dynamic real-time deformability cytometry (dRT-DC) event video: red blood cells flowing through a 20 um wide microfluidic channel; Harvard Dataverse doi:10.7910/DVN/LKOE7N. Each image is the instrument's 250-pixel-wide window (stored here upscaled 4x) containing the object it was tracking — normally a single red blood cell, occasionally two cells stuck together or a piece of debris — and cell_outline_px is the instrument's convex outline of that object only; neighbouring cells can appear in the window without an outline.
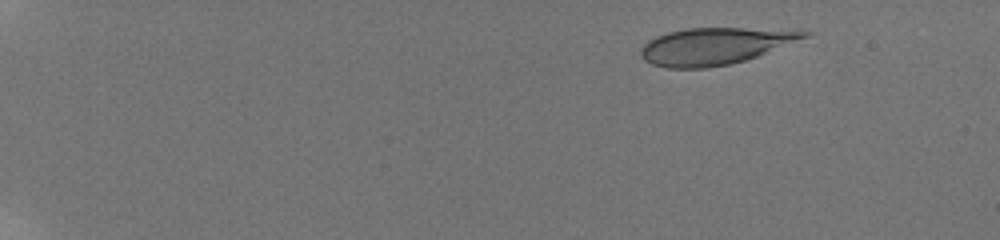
{"species": "human", "species_latin": "Homo sapiens", "temperature_condition": "room temperature", "stored_images_in_passage": 23, "camera_frame_rate_fps": 3000, "um_per_image_px": 0.085, "donor": {"sex": "male"}, "frame": {"image": 1, "passage_image": 1, "time_ms": 0.0, "image_size_px": [1000, 240], "cell_outline_px": [[812, 32], [808, 36], [756, 56], [744, 60], [728, 64], [708, 68], [664, 68], [652, 64], [644, 60], [640, 56], [640, 48], [648, 40], [656, 36], [668, 32], [688, 28], [744, 28]], "centroid_in_image_um": [60.64, 3.93], "position_along_channel_um": 24.4, "area_um2": 34.51}}
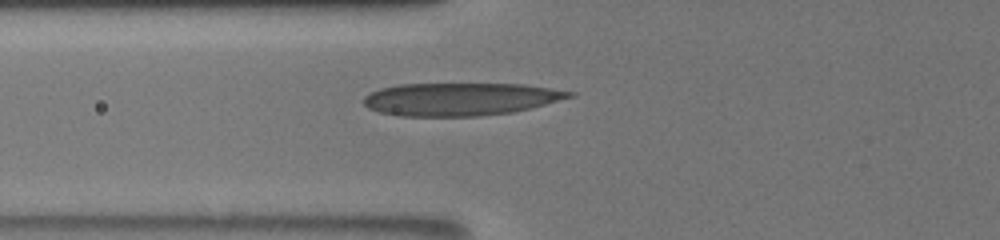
{"frame": {"image": 2, "passage_image": 20, "time_ms": 5.667, "image_size_px": [1000, 240], "cell_outline_px": [[576, 96], [512, 112], [480, 116], [400, 116], [380, 112], [368, 108], [364, 104], [364, 96], [380, 88], [396, 84], [524, 84], [576, 92]], "centroid_in_image_um": [39.12, 8.42], "position_along_channel_um": 86.7, "area_um2": 39.25}}
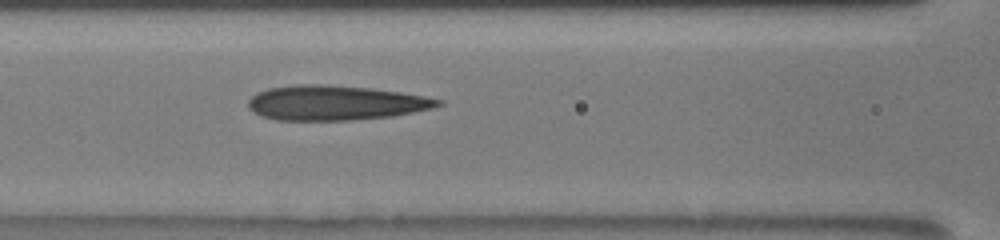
{"frame": {"image": 3, "passage_image": 23, "time_ms": 7.0, "image_size_px": [1000, 240], "cell_outline_px": [[444, 104], [432, 108], [392, 116], [352, 120], [276, 120], [260, 116], [248, 108], [248, 100], [256, 92], [268, 88], [296, 84], [324, 84], [368, 88], [400, 92], [424, 96], [444, 100]], "centroid_in_image_um": [28.47, 8.74], "position_along_channel_um": 138.1, "area_um2": 38.55}}